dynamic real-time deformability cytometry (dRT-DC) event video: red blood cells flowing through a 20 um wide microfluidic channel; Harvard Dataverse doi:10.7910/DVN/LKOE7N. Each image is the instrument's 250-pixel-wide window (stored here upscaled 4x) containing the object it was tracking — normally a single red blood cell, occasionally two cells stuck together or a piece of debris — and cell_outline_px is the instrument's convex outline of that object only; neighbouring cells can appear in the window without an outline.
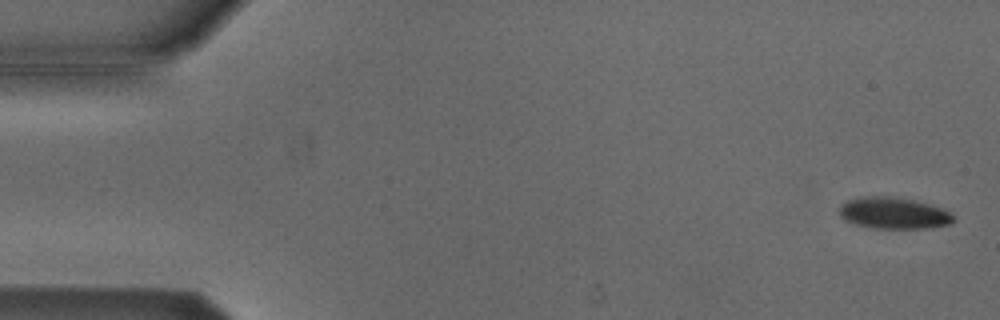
{"species": "Egyptian fruit bat (a non-hibernating species)", "species_latin": "Rousettus aegyptiacus", "temperature_condition": "cold", "stored_images_in_passage": 6, "camera_frame_rate_fps": 3000, "um_per_image_px": 0.085, "animal": {"sex": "male"}, "frame": {"image": 1, "passage_image": 1, "time_ms": 0.0, "image_size_px": [1000, 320], "cell_outline_px": [[956, 220], [948, 224], [928, 228], [872, 228], [856, 224], [844, 220], [840, 216], [840, 204], [848, 200], [860, 196], [888, 196], [912, 200], [928, 204], [940, 208], [948, 212]], "centroid_in_image_um": [75.9, 18.11], "position_along_channel_um": 9.1, "area_um2": 20.75}}